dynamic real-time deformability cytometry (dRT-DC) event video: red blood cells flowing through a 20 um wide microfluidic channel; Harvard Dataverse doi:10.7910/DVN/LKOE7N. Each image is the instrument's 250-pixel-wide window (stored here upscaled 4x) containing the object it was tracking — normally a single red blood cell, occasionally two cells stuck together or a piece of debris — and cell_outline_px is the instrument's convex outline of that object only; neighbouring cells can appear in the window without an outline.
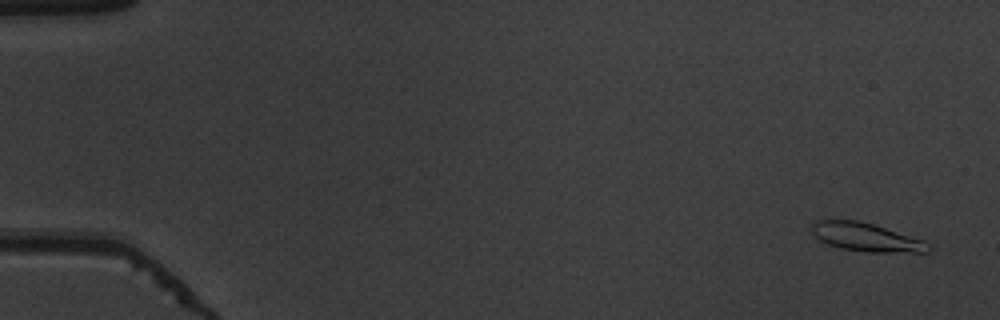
{"species": "common noctule bat (a hibernating species)", "species_latin": "Nyctalus noctula", "temperature_condition": "warm", "stored_images_in_passage": 54, "camera_frame_rate_fps": 3000, "um_per_image_px": 0.085, "animal": {"sex": "male", "body_mass_g": 19.5, "forearm_length_mm": 54.6}, "frame": {"image": 1, "passage_image": 3, "time_ms": 0.667, "image_size_px": [1000, 320], "cell_outline_px": [[932, 248], [928, 252], [868, 252], [840, 248], [828, 244], [820, 240], [812, 232], [812, 220], [860, 220], [924, 240]], "centroid_in_image_um": [73.62, 20.15], "position_along_channel_um": 11.4, "area_um2": 19.25}}
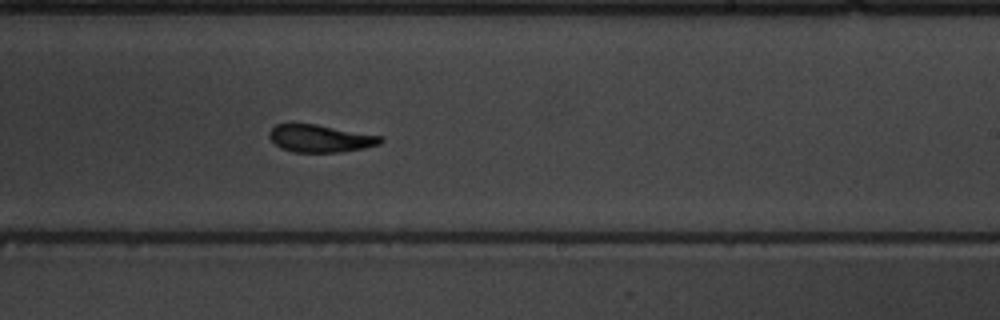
{"frame": {"image": 2, "passage_image": 34, "time_ms": 11.0, "image_size_px": [1000, 320], "cell_outline_px": [[384, 140], [380, 144], [364, 148], [340, 152], [292, 152], [280, 148], [268, 136], [268, 132], [276, 124], [316, 124], [384, 136]], "centroid_in_image_um": [27.25, 11.77], "position_along_channel_um": 261.8, "area_um2": 17.92}}
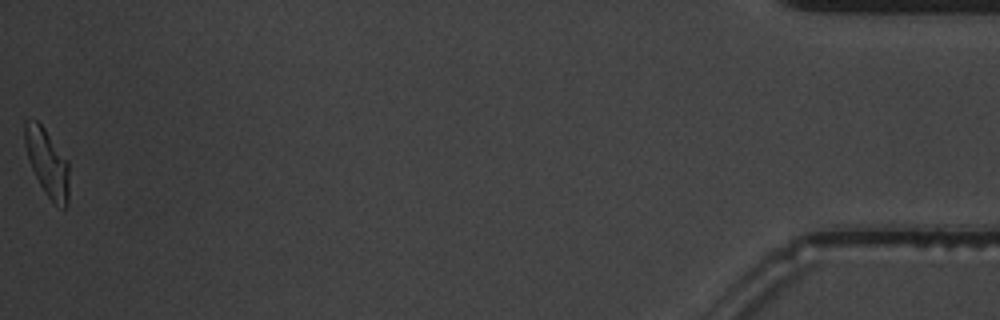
{"frame": {"image": 3, "passage_image": 54, "time_ms": 17.667, "image_size_px": [1000, 320], "cell_outline_px": [[68, 204], [64, 208], [52, 204], [40, 184], [28, 160], [24, 144], [24, 120], [36, 120], [44, 128], [68, 160]], "centroid_in_image_um": [4.0, 13.83], "position_along_channel_um": 431.2, "area_um2": 17.4}, "authors_computed_cell_mechanics": {"area_um2": 18.3804, "velocity_mm_per_s": 3.8798, "shape_relaxation_time_tau1_ms": 3.1019, "shape_relaxation_time_tau2_ms": 2.563, "deformation_change_tau1": 0.1876, "deformation_change_tau2": 0.1132}}